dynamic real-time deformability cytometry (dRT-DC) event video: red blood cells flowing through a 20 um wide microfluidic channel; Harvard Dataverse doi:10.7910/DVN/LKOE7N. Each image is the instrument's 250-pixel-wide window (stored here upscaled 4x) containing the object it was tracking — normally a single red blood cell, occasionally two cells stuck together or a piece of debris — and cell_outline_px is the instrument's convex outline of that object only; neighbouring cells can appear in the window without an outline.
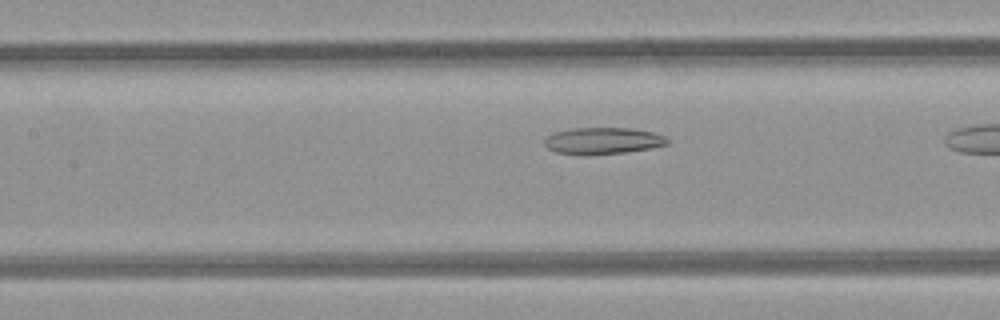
{"species": "common noctule bat (a hibernating species)", "species_latin": "Nyctalus noctula", "temperature_condition": "room temperature", "stored_images_in_passage": 9, "camera_frame_rate_fps": 3000, "um_per_image_px": 0.085, "animal": {"sex": "female", "body_mass_g": 21.9}, "frame": {"image": 1, "passage_image": 7, "time_ms": 2.0, "image_size_px": [1000, 320], "cell_outline_px": [[668, 144], [652, 148], [624, 152], [588, 156], [584, 156], [556, 152], [548, 148], [544, 144], [544, 140], [552, 132], [568, 128], [632, 128], [652, 132], [664, 136], [668, 140]], "centroid_in_image_um": [51.19, 11.97], "position_along_channel_um": 156.2, "area_um2": 19.36}}